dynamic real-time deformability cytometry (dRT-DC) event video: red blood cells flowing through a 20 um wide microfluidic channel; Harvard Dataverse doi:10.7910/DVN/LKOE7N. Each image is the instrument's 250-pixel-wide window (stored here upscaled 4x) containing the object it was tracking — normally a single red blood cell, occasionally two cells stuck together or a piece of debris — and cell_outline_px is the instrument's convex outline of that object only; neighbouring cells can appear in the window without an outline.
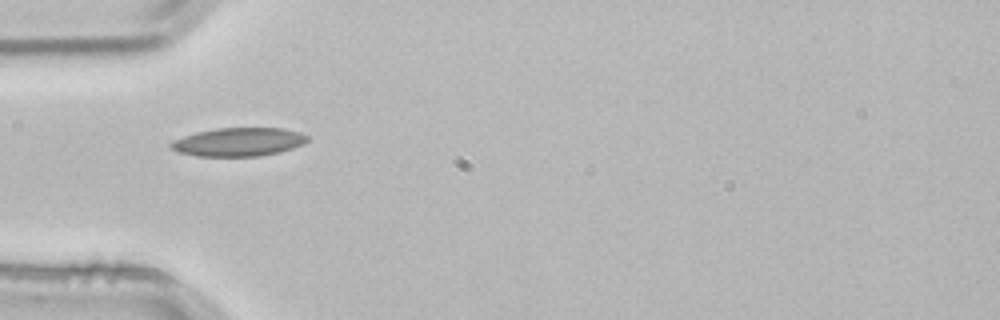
{"species": "common noctule bat (a hibernating species)", "species_latin": "Nyctalus noctula", "temperature_condition": "room temperature", "stored_images_in_passage": 1, "camera_frame_rate_fps": 3000, "um_per_image_px": 0.085, "animal": {"sex": "male", "body_mass_g": 21.5, "forearm_length_mm": 52.0}, "frame": {"image": 1, "passage_image": 1, "time_ms": 0.0, "image_size_px": [1000, 320], "cell_outline_px": [[308, 140], [304, 144], [280, 152], [260, 156], [196, 156], [176, 152], [168, 148], [168, 144], [172, 140], [196, 132], [216, 128], [284, 128], [300, 132], [308, 136]], "centroid_in_image_um": [20.24, 12.07], "position_along_channel_um": 64.8, "area_um2": 22.95}}